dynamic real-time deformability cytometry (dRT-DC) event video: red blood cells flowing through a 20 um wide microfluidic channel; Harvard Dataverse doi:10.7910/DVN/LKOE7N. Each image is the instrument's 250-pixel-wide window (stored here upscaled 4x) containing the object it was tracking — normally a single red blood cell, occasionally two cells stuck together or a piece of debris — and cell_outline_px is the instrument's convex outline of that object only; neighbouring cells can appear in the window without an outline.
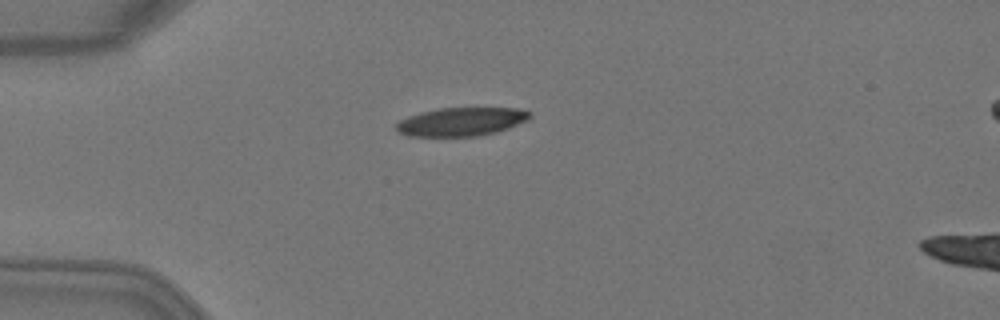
{"species": "Egyptian fruit bat (a non-hibernating species)", "species_latin": "Rousettus aegyptiacus", "temperature_condition": "warm", "stored_images_in_passage": 3, "camera_frame_rate_fps": 3000, "um_per_image_px": 0.085, "animal": {"sex": "female"}, "frame": {"image": 1, "passage_image": 3, "time_ms": 0.667, "image_size_px": [1000, 320], "cell_outline_px": [[532, 116], [528, 120], [508, 128], [496, 132], [480, 136], [408, 136], [400, 132], [396, 128], [396, 124], [400, 120], [408, 116], [420, 112], [440, 108], [520, 108], [532, 112]], "centroid_in_image_um": [39.25, 10.34], "position_along_channel_um": 45.8, "area_um2": 22.25}}